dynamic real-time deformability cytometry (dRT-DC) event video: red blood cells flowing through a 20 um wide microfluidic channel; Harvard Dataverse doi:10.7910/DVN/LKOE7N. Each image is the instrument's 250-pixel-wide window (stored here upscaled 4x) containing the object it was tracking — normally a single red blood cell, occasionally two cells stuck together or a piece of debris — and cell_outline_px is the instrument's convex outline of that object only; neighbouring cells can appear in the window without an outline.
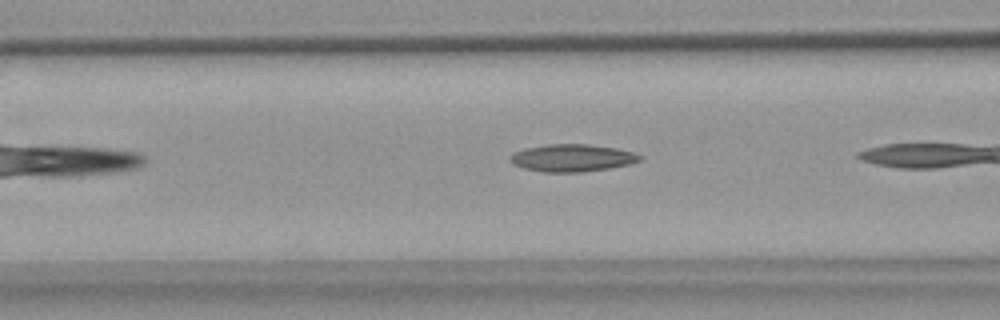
{"species": "common noctule bat (a hibernating species)", "species_latin": "Nyctalus noctula", "temperature_condition": "warm", "stored_images_in_passage": 22, "camera_frame_rate_fps": 3000, "um_per_image_px": 0.085, "animal": {"sex": "female", "body_mass_g": 18.4}, "frame": {"image": 1, "passage_image": 7, "time_ms": 2.0, "image_size_px": [1000, 320], "cell_outline_px": [[644, 156], [640, 160], [628, 164], [608, 168], [584, 172], [540, 172], [524, 168], [512, 164], [508, 160], [508, 156], [512, 152], [524, 148], [544, 144], [588, 144], [616, 148], [632, 152]], "centroid_in_image_um": [48.55, 13.42], "position_along_channel_um": 118.0, "area_um2": 20.92}}